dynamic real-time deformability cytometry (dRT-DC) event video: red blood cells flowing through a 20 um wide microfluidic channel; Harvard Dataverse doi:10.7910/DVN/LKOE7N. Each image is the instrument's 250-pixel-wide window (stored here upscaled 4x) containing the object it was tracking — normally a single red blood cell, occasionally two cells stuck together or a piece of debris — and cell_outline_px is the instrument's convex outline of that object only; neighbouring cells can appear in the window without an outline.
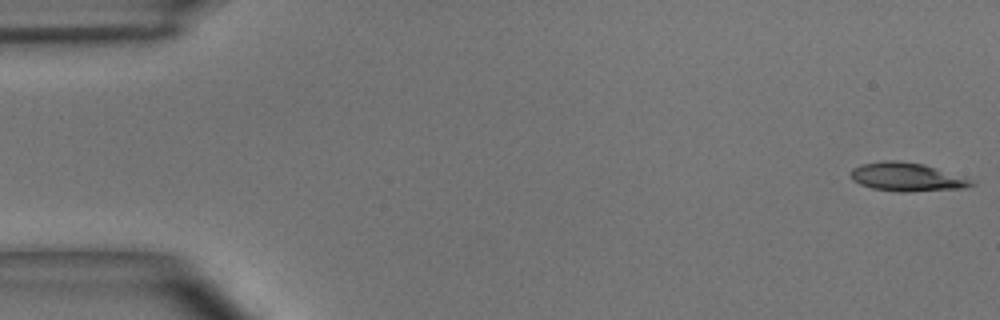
{"species": "common noctule bat (a hibernating species)", "species_latin": "Nyctalus noctula", "temperature_condition": "room temperature", "stored_images_in_passage": 54, "camera_frame_rate_fps": 3000, "um_per_image_px": 0.085, "animal": {"sex": "male", "body_mass_g": 15.6}, "frame": {"image": 1, "passage_image": 1, "time_ms": 0.0, "image_size_px": [1000, 320], "cell_outline_px": [[976, 184], [964, 188], [908, 192], [900, 192], [872, 188], [860, 184], [852, 180], [852, 168], [860, 164], [884, 160], [896, 160], [924, 164], [936, 168], [968, 180]], "centroid_in_image_um": [77.0, 15.04], "position_along_channel_um": 8.0, "area_um2": 19.71}}
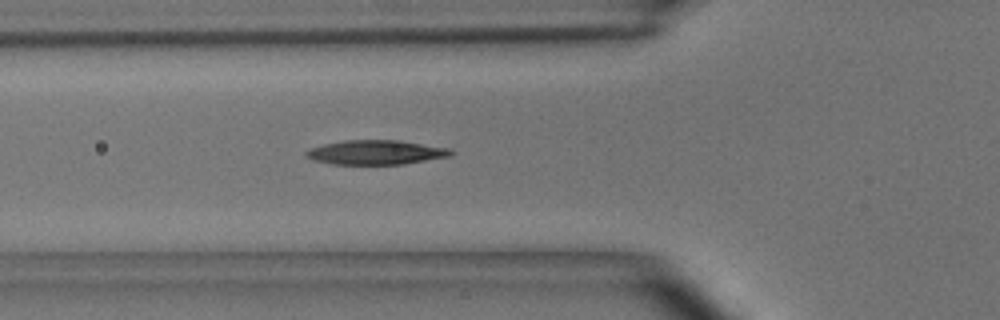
{"frame": {"image": 2, "passage_image": 19, "time_ms": 6.0, "image_size_px": [1000, 320], "cell_outline_px": [[456, 152], [452, 156], [404, 164], [332, 164], [312, 160], [304, 156], [304, 152], [308, 148], [324, 144], [344, 140], [400, 140], [452, 148]], "centroid_in_image_um": [31.98, 12.94], "position_along_channel_um": 93.8, "area_um2": 20.98}}
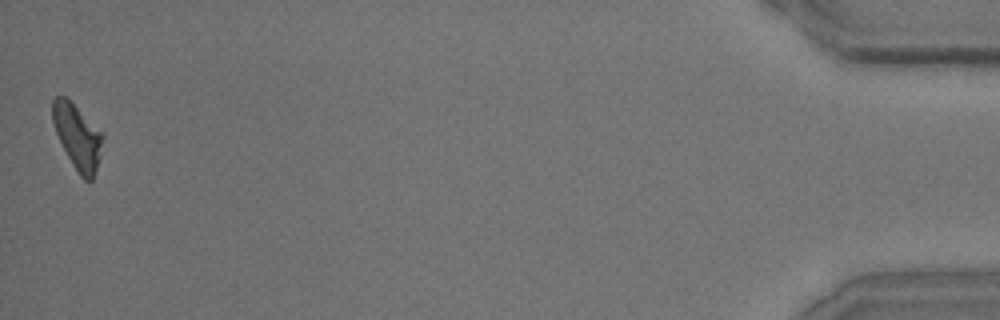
{"frame": {"image": 3, "passage_image": 54, "time_ms": 17.667, "image_size_px": [1000, 320], "cell_outline_px": [[104, 140], [100, 156], [92, 180], [84, 180], [80, 176], [72, 164], [56, 132], [52, 120], [52, 100], [56, 96], [64, 96], [104, 136]], "centroid_in_image_um": [6.57, 11.65], "position_along_channel_um": 428.6, "area_um2": 18.21}, "authors_computed_cell_mechanics": {"area_um2": 20.0566, "velocity_mm_per_s": 3.6523, "shape_relaxation_time_tau1_ms": 4.5564, "shape_relaxation_time_tau2_ms": 9.2553, "deformation_change_tau1": 0.1502, "deformation_change_tau2": 0.2103}}